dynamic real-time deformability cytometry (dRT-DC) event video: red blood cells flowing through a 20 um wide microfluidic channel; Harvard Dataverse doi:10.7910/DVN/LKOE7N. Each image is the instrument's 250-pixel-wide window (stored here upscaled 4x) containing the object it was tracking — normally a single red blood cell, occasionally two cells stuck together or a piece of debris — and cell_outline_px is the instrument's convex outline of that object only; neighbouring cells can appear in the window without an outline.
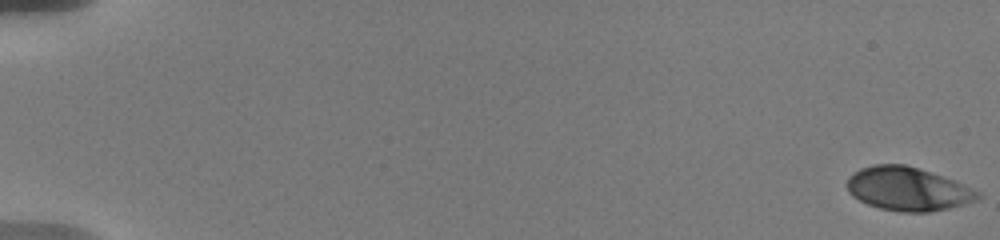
{"species": "human", "species_latin": "Homo sapiens", "temperature_condition": "warm", "stored_images_in_passage": 47, "camera_frame_rate_fps": 3000, "um_per_image_px": 0.085, "donor": {"sex": "male"}, "frame": {"image": 1, "passage_image": 1, "time_ms": 0.0, "image_size_px": [1000, 240], "cell_outline_px": [[980, 196], [976, 200], [964, 204], [948, 208], [928, 212], [904, 212], [880, 208], [868, 204], [852, 196], [848, 192], [844, 184], [848, 176], [852, 172], [860, 168], [872, 164], [904, 164], [956, 180], [980, 192]], "centroid_in_image_um": [77.12, 16.04], "position_along_channel_um": 7.9, "area_um2": 33.35}}
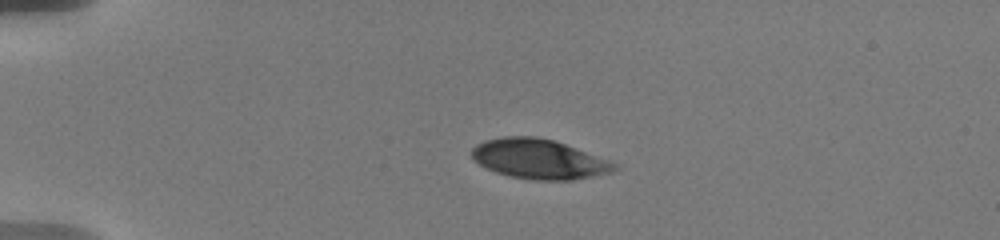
{"frame": {"image": 2, "passage_image": 33, "time_ms": 4.667, "image_size_px": [1000, 240], "cell_outline_px": [[620, 168], [612, 172], [572, 180], [532, 180], [512, 176], [496, 172], [472, 160], [472, 148], [476, 144], [484, 140], [504, 136], [536, 136], [552, 140], [564, 144], [620, 164]], "centroid_in_image_um": [45.82, 13.52], "position_along_channel_um": 39.2, "area_um2": 32.95}}